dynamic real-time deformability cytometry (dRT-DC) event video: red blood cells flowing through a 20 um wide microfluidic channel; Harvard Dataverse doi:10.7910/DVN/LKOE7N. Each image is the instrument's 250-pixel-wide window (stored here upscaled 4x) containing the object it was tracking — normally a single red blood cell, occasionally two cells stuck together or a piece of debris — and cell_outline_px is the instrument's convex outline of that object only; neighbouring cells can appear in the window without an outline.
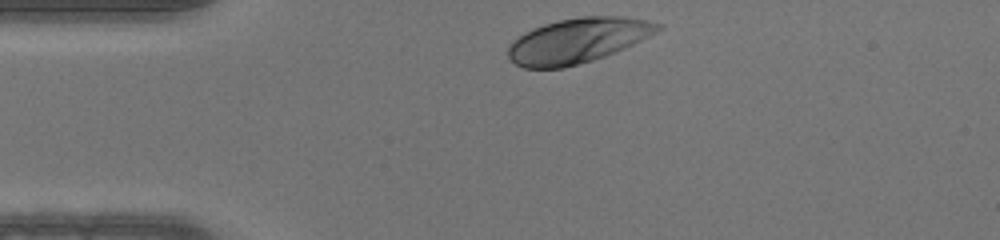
{"species": "human", "species_latin": "Homo sapiens", "temperature_condition": "warm", "stored_images_in_passage": 29, "camera_frame_rate_fps": 3000, "um_per_image_px": 0.085, "donor": {"sex": "male"}, "frame": {"image": 1, "passage_image": 1, "time_ms": 0.0, "image_size_px": [1000, 240], "cell_outline_px": [[664, 28], [624, 48], [604, 56], [592, 60], [564, 68], [524, 68], [516, 64], [508, 56], [508, 48], [512, 40], [532, 28], [544, 24], [560, 20], [580, 16], [624, 16], [648, 20], [664, 24]], "centroid_in_image_um": [49.11, 3.43], "position_along_channel_um": 35.9, "area_um2": 39.07}}
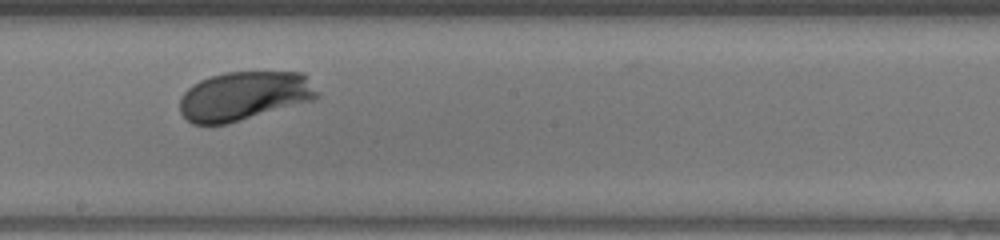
{"frame": {"image": 2, "passage_image": 17, "time_ms": 5.333, "image_size_px": [1000, 240], "cell_outline_px": [[320, 96], [316, 100], [228, 124], [192, 124], [180, 112], [180, 96], [192, 84], [200, 80], [224, 72], [304, 72]], "centroid_in_image_um": [20.77, 8.16], "position_along_channel_um": 227.4, "area_um2": 39.48}}
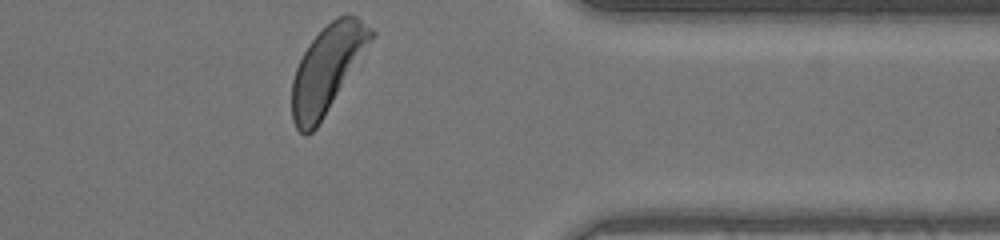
{"frame": {"image": 3, "passage_image": 29, "time_ms": 9.333, "image_size_px": [1000, 240], "cell_outline_px": [[376, 32], [372, 40], [316, 128], [308, 136], [304, 136], [296, 128], [292, 120], [292, 80], [296, 68], [308, 44], [336, 16], [356, 16], [372, 28]], "centroid_in_image_um": [27.79, 5.88], "position_along_channel_um": 383.6, "area_um2": 39.02}}